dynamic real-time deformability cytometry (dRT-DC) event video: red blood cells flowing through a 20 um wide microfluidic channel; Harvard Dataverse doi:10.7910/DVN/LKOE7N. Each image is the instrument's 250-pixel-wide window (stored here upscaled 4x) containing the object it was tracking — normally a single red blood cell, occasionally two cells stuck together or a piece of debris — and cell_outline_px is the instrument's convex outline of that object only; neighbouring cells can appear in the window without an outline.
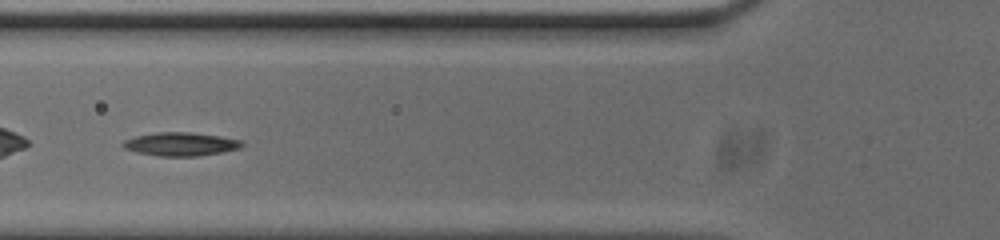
{"species": "common noctule bat (a hibernating species)", "species_latin": "Nyctalus noctula", "temperature_condition": "cold", "stored_images_in_passage": 51, "camera_frame_rate_fps": 3000, "um_per_image_px": 0.085, "animal": {"sex": "male", "body_mass_g": 20.0, "forearm_length_mm": 53.3}, "frame": {"image": 1, "passage_image": 18, "time_ms": 5.667, "image_size_px": [1000, 240], "cell_outline_px": [[244, 144], [240, 148], [224, 152], [200, 156], [156, 156], [136, 152], [124, 148], [120, 144], [124, 140], [136, 136], [156, 132], [192, 132], [220, 136], [244, 140]], "centroid_in_image_um": [15.38, 12.25], "position_along_channel_um": 110.4, "area_um2": 16.53}}
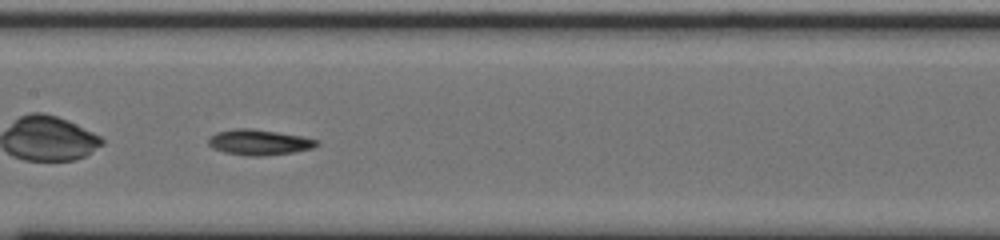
{"frame": {"image": 2, "passage_image": 24, "time_ms": 7.667, "image_size_px": [1000, 240], "cell_outline_px": [[320, 144], [312, 148], [292, 152], [260, 156], [248, 156], [224, 152], [212, 148], [208, 144], [208, 140], [216, 132], [236, 128], [248, 128], [276, 132], [300, 136], [320, 140]], "centroid_in_image_um": [22.02, 12.09], "position_along_channel_um": 185.4, "area_um2": 15.95}}
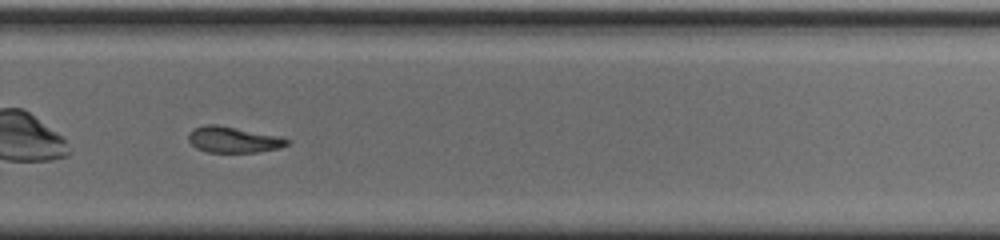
{"frame": {"image": 3, "passage_image": 34, "time_ms": 11.0, "image_size_px": [1000, 240], "cell_outline_px": [[288, 144], [280, 148], [256, 152], [208, 152], [196, 148], [188, 140], [188, 132], [192, 128], [204, 124], [216, 124], [280, 136], [288, 140]], "centroid_in_image_um": [19.78, 11.86], "position_along_channel_um": 310.0, "area_um2": 14.97}}